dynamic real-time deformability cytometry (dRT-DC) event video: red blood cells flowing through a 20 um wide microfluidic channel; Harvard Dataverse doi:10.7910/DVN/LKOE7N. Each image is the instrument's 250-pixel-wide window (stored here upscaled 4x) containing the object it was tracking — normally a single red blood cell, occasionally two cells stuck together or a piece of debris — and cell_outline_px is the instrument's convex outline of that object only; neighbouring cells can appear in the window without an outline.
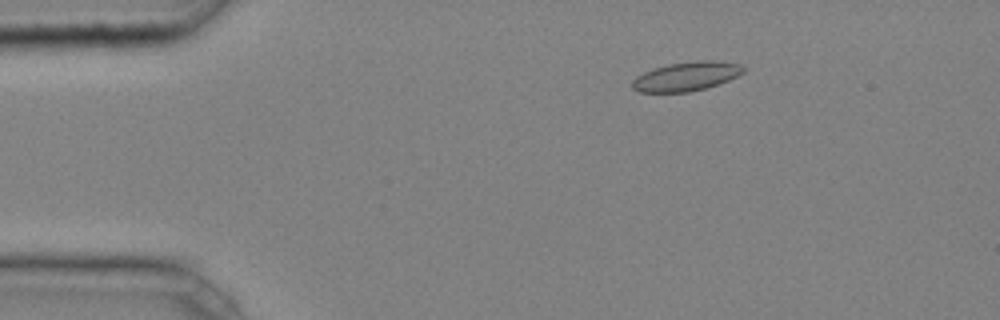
{"species": "common noctule bat (a hibernating species)", "species_latin": "Nyctalus noctula", "temperature_condition": "cold", "stored_images_in_passage": 5, "camera_frame_rate_fps": 3000, "um_per_image_px": 0.085, "animal": {"sex": "male", "body_mass_g": 20.4}, "frame": {"image": 1, "passage_image": 3, "time_ms": 0.667, "image_size_px": [1000, 320], "cell_outline_px": [[744, 72], [728, 80], [704, 88], [688, 92], [640, 92], [632, 88], [632, 80], [636, 76], [652, 68], [668, 64], [696, 60], [712, 60], [740, 64], [744, 68]], "centroid_in_image_um": [58.3, 6.48], "position_along_channel_um": 26.7, "area_um2": 18.73}}
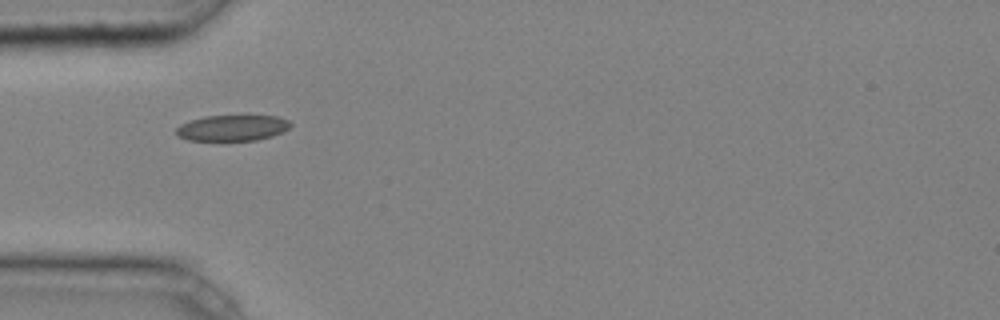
{"frame": {"image": 2, "passage_image": 5, "time_ms": 1.333, "image_size_px": [1000, 320], "cell_outline_px": [[292, 124], [288, 128], [272, 136], [256, 140], [188, 140], [176, 136], [176, 128], [180, 124], [204, 116], [276, 116], [288, 120]], "centroid_in_image_um": [19.72, 10.87], "position_along_channel_um": 65.3, "area_um2": 17.05}}